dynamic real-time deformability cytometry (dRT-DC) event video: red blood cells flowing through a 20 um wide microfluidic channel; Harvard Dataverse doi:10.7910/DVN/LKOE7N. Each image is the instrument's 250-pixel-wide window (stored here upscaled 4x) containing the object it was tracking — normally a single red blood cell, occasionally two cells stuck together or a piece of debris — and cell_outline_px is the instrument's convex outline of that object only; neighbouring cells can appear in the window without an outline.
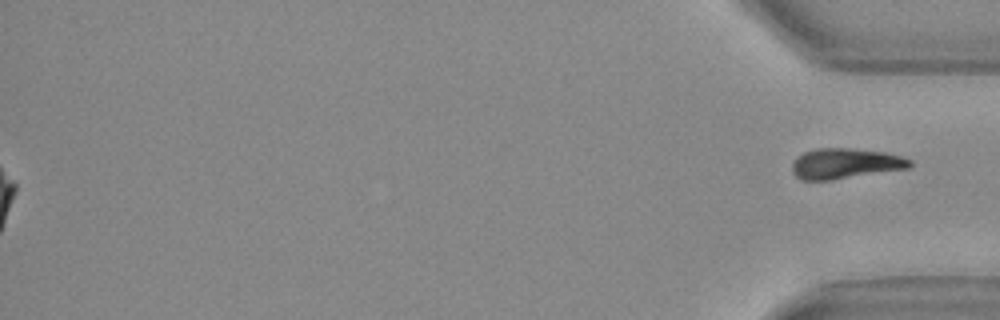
{"species": "Egyptian fruit bat (a non-hibernating species)", "species_latin": "Rousettus aegyptiacus", "temperature_condition": "warm", "stored_images_in_passage": 56, "segment_of_instrument_passage": [2, 2], "camera_frame_rate_fps": 3000, "um_per_image_px": 0.085, "animal": {"sex": "female"}, "frame": {"image": 1, "passage_image": 56, "time_ms": 18.333, "image_size_px": [1000, 320], "cell_outline_px": [[912, 164], [908, 168], [832, 180], [800, 180], [792, 172], [792, 164], [796, 156], [804, 152], [816, 148], [848, 148], [884, 152], [900, 156], [912, 160]], "centroid_in_image_um": [71.8, 13.9], "position_along_channel_um": 363.4, "area_um2": 20.87}}